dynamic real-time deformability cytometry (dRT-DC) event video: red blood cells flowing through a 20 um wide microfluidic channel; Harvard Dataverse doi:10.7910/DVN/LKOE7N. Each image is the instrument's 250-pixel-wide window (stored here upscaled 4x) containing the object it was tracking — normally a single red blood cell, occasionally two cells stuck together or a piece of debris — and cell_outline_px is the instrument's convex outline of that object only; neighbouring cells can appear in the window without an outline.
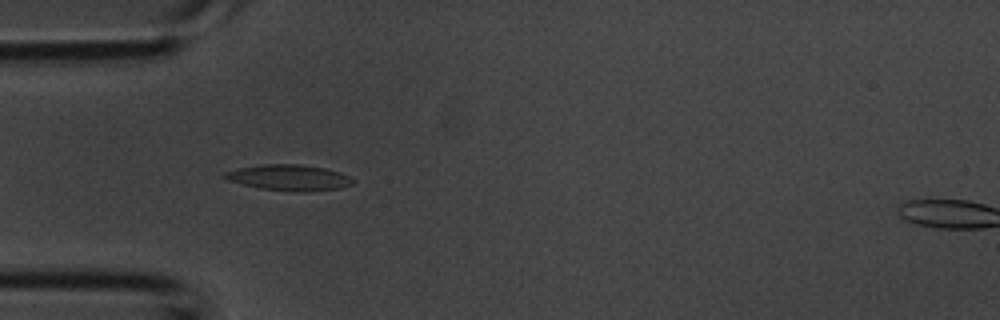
{"species": "common noctule bat (a hibernating species)", "species_latin": "Nyctalus noctula", "temperature_condition": "room temperature", "stored_images_in_passage": 4, "camera_frame_rate_fps": 3000, "um_per_image_px": 0.085, "animal": {"sex": "male", "body_mass_g": 20.1, "forearm_length_mm": 53.5}, "frame": {"image": 1, "passage_image": 4, "time_ms": 1.0, "image_size_px": [1000, 320], "cell_outline_px": [[356, 180], [352, 184], [340, 188], [304, 192], [296, 192], [260, 188], [228, 180], [220, 176], [224, 172], [236, 168], [260, 164], [300, 164], [324, 168], [340, 172]], "centroid_in_image_um": [24.55, 15.09], "position_along_channel_um": 60.5, "area_um2": 19.42}}